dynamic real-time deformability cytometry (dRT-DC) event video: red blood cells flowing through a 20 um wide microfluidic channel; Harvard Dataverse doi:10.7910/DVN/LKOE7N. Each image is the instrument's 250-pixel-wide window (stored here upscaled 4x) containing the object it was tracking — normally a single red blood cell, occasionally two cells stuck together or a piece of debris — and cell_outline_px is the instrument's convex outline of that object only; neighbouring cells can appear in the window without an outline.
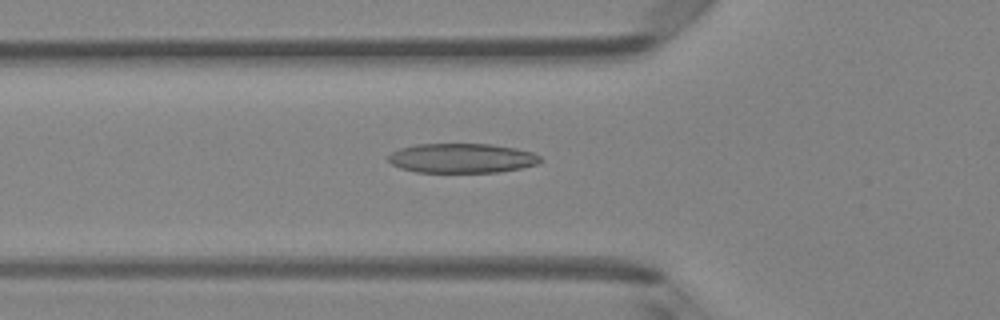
{"species": "Egyptian fruit bat (a non-hibernating species)", "species_latin": "Rousettus aegyptiacus", "temperature_condition": "room temperature", "stored_images_in_passage": 49, "camera_frame_rate_fps": 3000, "um_per_image_px": 0.085, "animal": {"sex": "female"}, "frame": {"image": 1, "passage_image": 17, "time_ms": 5.333, "image_size_px": [1000, 320], "cell_outline_px": [[544, 160], [536, 164], [520, 168], [500, 172], [416, 172], [400, 168], [392, 164], [388, 160], [388, 156], [392, 152], [400, 148], [416, 144], [492, 144], [516, 148], [532, 152], [540, 156]], "centroid_in_image_um": [39.27, 13.44], "position_along_channel_um": 86.5, "area_um2": 26.24}}
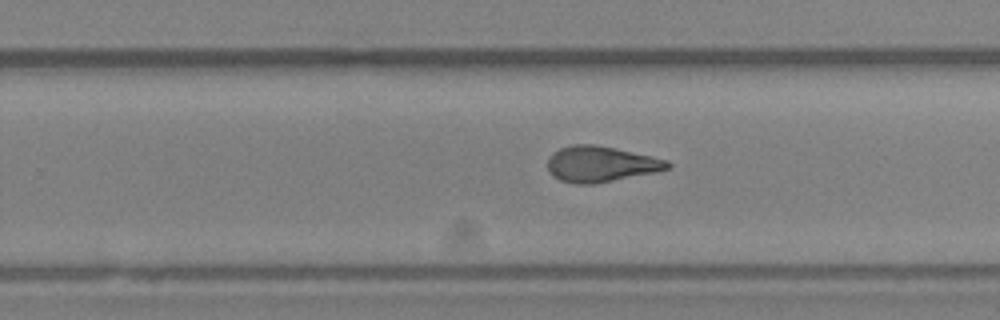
{"frame": {"image": 2, "passage_image": 31, "time_ms": 10.0, "image_size_px": [1000, 320], "cell_outline_px": [[672, 164], [668, 168], [656, 172], [596, 184], [576, 184], [560, 180], [552, 176], [548, 172], [548, 156], [552, 152], [560, 148], [572, 144], [592, 144], [612, 148], [668, 160]], "centroid_in_image_um": [51.01, 13.96], "position_along_channel_um": 278.8, "area_um2": 24.97}}
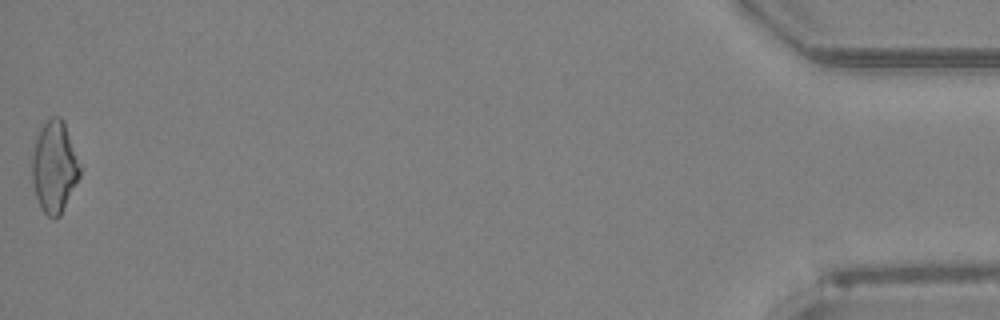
{"frame": {"image": 3, "passage_image": 49, "time_ms": 16.0, "image_size_px": [1000, 320], "cell_outline_px": [[80, 176], [60, 216], [56, 220], [48, 216], [40, 208], [36, 196], [32, 180], [32, 156], [36, 136], [40, 128], [52, 116], [60, 116], [64, 120], [80, 168]], "centroid_in_image_um": [4.6, 14.2], "position_along_channel_um": 430.6, "area_um2": 25.37}, "authors_computed_cell_mechanics": {"area_um2": 25.3164, "velocity_mm_per_s": 4.1262, "shape_relaxation_time_tau1_ms": 4.1858, "shape_relaxation_time_tau2_ms": 1.9479, "deformation_change_tau1": 0.1777, "deformation_change_tau2": 0.1083}}